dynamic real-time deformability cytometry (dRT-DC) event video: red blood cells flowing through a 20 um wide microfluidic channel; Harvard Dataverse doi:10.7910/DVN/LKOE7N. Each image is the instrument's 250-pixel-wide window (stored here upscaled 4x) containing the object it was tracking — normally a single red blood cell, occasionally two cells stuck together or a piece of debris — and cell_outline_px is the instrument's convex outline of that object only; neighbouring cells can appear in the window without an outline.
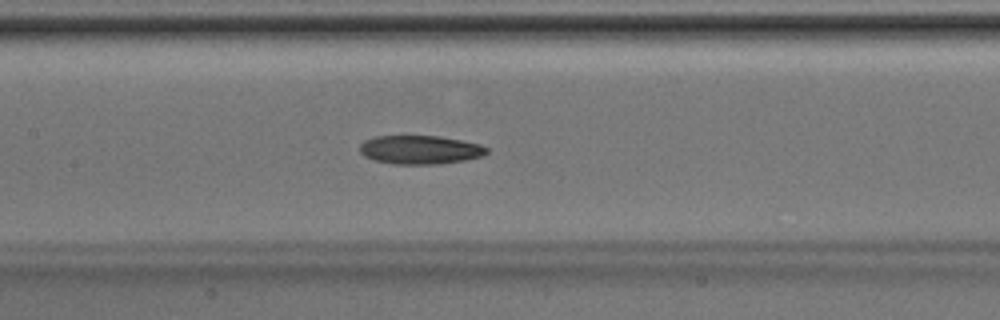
{"species": "Egyptian fruit bat (a non-hibernating species)", "species_latin": "Rousettus aegyptiacus", "temperature_condition": "room temperature", "stored_images_in_passage": 41, "camera_frame_rate_fps": 3000, "um_per_image_px": 0.085, "animal": {"sex": "male"}, "frame": {"image": 1, "passage_image": 18, "time_ms": 5.667, "image_size_px": [1000, 320], "cell_outline_px": [[488, 152], [484, 156], [464, 160], [440, 164], [392, 164], [376, 160], [364, 156], [360, 152], [360, 144], [364, 140], [376, 136], [440, 136], [480, 144], [488, 148]], "centroid_in_image_um": [35.72, 12.73], "position_along_channel_um": 171.7, "area_um2": 21.27}}
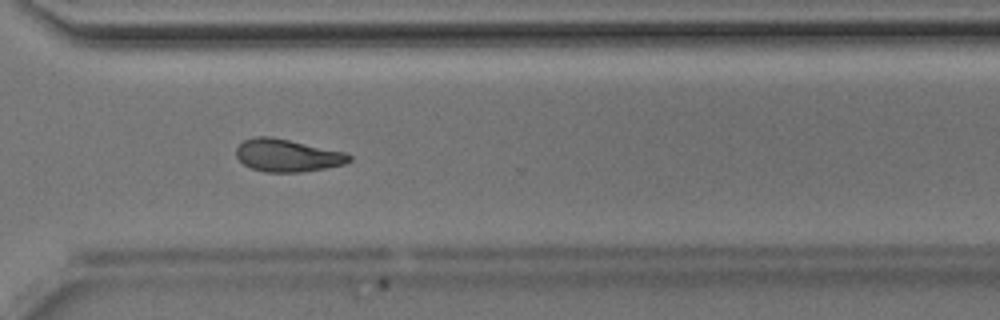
{"frame": {"image": 2, "passage_image": 30, "time_ms": 9.667, "image_size_px": [1000, 320], "cell_outline_px": [[352, 160], [344, 164], [324, 168], [300, 172], [264, 172], [252, 168], [244, 164], [236, 156], [236, 148], [244, 140], [252, 136], [272, 136], [344, 152], [352, 156]], "centroid_in_image_um": [24.4, 13.2], "position_along_channel_um": 346.2, "area_um2": 21.39}}